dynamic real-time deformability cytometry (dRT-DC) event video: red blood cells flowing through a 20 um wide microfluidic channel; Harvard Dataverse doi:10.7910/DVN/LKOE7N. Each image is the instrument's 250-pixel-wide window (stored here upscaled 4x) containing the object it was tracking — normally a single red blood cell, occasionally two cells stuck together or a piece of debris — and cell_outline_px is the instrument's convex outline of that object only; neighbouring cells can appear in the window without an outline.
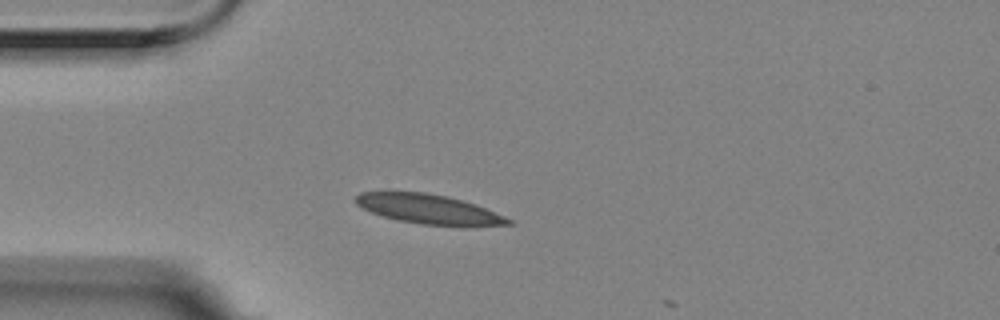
{"species": "Egyptian fruit bat (a non-hibernating species)", "species_latin": "Rousettus aegyptiacus", "temperature_condition": "room temperature", "stored_images_in_passage": 2, "camera_frame_rate_fps": 3000, "um_per_image_px": 0.085, "animal": {"sex": "female"}, "frame": {"image": 1, "passage_image": 1, "time_ms": 0.0, "image_size_px": [1000, 320], "cell_outline_px": [[516, 224], [464, 228], [420, 224], [396, 220], [372, 212], [356, 204], [356, 196], [360, 192], [388, 188], [424, 192], [448, 196], [484, 208], [504, 216], [512, 220]], "centroid_in_image_um": [36.41, 17.77], "position_along_channel_um": 48.6, "area_um2": 27.46}}